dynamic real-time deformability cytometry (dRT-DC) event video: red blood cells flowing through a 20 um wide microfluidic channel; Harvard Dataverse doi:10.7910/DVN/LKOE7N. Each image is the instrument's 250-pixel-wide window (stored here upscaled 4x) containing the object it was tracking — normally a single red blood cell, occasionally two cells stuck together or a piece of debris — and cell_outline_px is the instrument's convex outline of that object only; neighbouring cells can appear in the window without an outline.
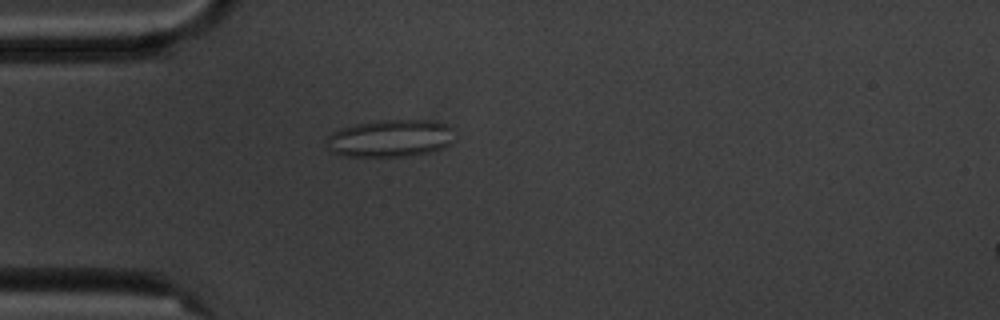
{"species": "common noctule bat (a hibernating species)", "species_latin": "Nyctalus noctula", "temperature_condition": "cold", "stored_images_in_passage": 6, "camera_frame_rate_fps": 3000, "um_per_image_px": 0.085, "animal": {"sex": "male", "body_mass_g": 20.1, "forearm_length_mm": 53.5}, "frame": {"image": 1, "passage_image": 5, "time_ms": 4.667, "image_size_px": [1000, 320], "cell_outline_px": [[452, 128], [448, 144], [444, 148], [432, 152], [408, 156], [340, 156], [332, 152], [324, 144], [324, 140], [332, 132], [340, 128], [356, 124], [376, 120], [428, 120], [452, 124]], "centroid_in_image_um": [33.12, 11.75], "position_along_channel_um": 51.9, "area_um2": 28.15}}